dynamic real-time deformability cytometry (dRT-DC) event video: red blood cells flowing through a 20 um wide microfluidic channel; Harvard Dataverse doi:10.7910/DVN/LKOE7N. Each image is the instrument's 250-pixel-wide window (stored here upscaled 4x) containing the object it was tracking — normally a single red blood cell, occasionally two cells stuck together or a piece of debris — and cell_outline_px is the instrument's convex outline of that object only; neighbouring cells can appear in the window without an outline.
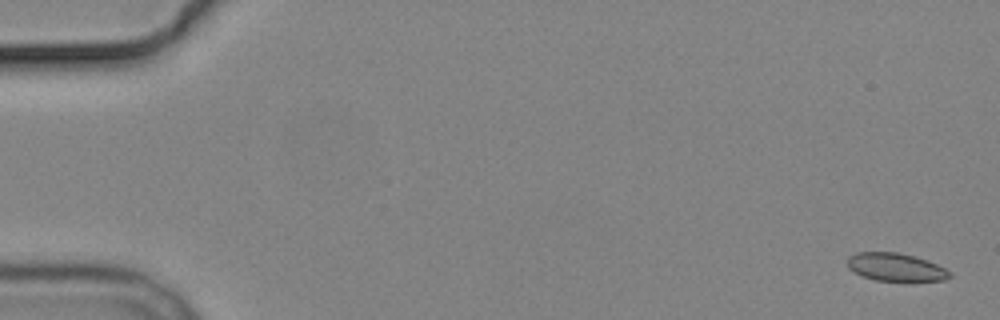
{"species": "common noctule bat (a hibernating species)", "species_latin": "Nyctalus noctula", "temperature_condition": "cold", "stored_images_in_passage": 8, "camera_frame_rate_fps": 3000, "um_per_image_px": 0.085, "animal": {"sex": "male", "body_mass_g": 19.2, "forearm_length_mm": 51.8}, "frame": {"image": 1, "passage_image": 1, "time_ms": 0.0, "image_size_px": [1000, 320], "cell_outline_px": [[952, 276], [944, 280], [876, 280], [852, 272], [848, 268], [848, 256], [856, 252], [896, 252], [928, 260], [952, 272]], "centroid_in_image_um": [76.11, 22.69], "position_along_channel_um": 8.9, "area_um2": 16.47}}
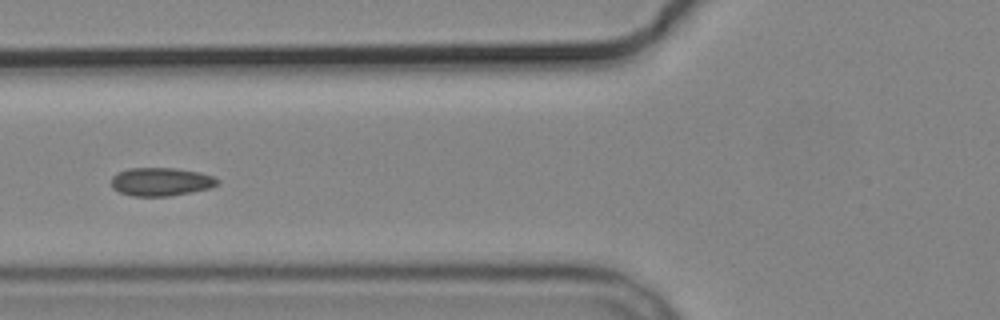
{"frame": {"image": 2, "passage_image": 7, "time_ms": 7.0, "image_size_px": [1000, 320], "cell_outline_px": [[220, 184], [212, 188], [168, 196], [132, 196], [120, 192], [112, 188], [112, 176], [116, 172], [128, 168], [176, 168], [200, 172], [212, 176], [220, 180]], "centroid_in_image_um": [13.7, 15.44], "position_along_channel_um": 112.1, "area_um2": 17.69}}
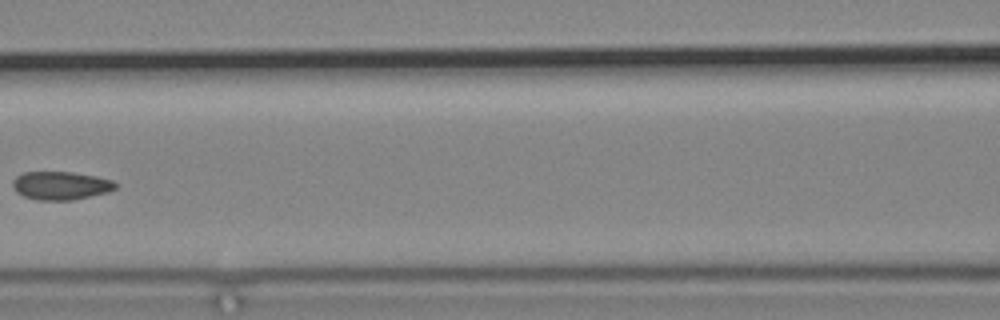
{"frame": {"image": 3, "passage_image": 8, "time_ms": 8.333, "image_size_px": [1000, 320], "cell_outline_px": [[116, 188], [108, 192], [72, 200], [36, 200], [24, 196], [16, 192], [12, 184], [12, 180], [16, 176], [24, 172], [72, 172], [96, 176], [112, 180], [116, 184]], "centroid_in_image_um": [5.14, 15.77], "position_along_channel_um": 161.5, "area_um2": 16.94}}